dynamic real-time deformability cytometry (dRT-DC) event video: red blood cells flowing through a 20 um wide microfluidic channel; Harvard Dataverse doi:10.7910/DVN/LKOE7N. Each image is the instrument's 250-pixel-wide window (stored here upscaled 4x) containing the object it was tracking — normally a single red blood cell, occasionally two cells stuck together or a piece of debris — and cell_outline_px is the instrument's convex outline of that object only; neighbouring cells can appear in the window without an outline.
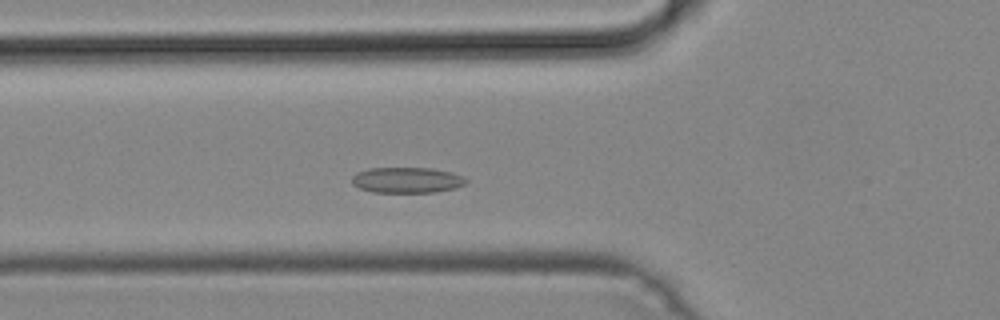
{"species": "common noctule bat (a hibernating species)", "species_latin": "Nyctalus noctula", "temperature_condition": "cold", "stored_images_in_passage": 32, "camera_frame_rate_fps": 3000, "um_per_image_px": 0.085, "animal": {"sex": "male", "body_mass_g": 19.2, "forearm_length_mm": 51.8}, "frame": {"image": 1, "passage_image": 6, "time_ms": 1.667, "image_size_px": [1000, 320], "cell_outline_px": [[468, 180], [464, 184], [456, 188], [436, 192], [372, 192], [360, 188], [352, 184], [352, 176], [356, 172], [368, 168], [432, 168], [452, 172], [464, 176]], "centroid_in_image_um": [34.6, 15.3], "position_along_channel_um": 91.2, "area_um2": 17.22}}
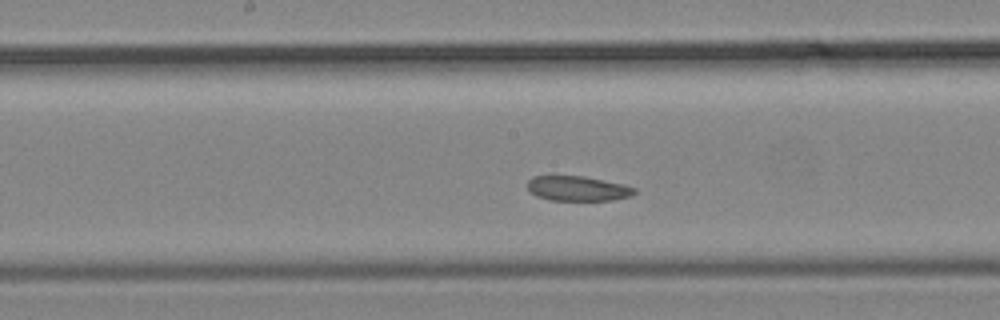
{"frame": {"image": 2, "passage_image": 14, "time_ms": 4.333, "image_size_px": [1000, 320], "cell_outline_px": [[636, 192], [632, 196], [612, 200], [548, 200], [536, 196], [528, 188], [528, 180], [532, 176], [584, 176], [624, 184], [636, 188]], "centroid_in_image_um": [49.13, 16.02], "position_along_channel_um": 199.1, "area_um2": 15.55}}
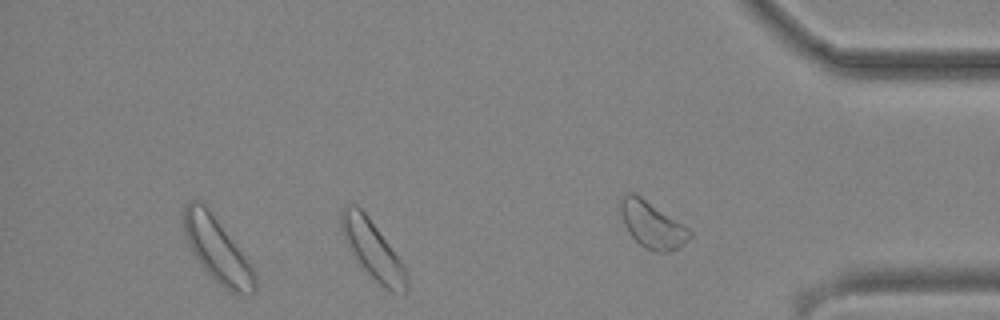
{"frame": {"image": 3, "passage_image": 28, "time_ms": 9.0, "image_size_px": [1000, 320], "cell_outline_px": [[408, 292], [392, 292], [384, 288], [360, 268], [348, 248], [344, 240], [340, 228], [340, 212], [344, 204], [356, 204], [368, 216], [400, 260], [408, 272]], "centroid_in_image_um": [31.64, 21.24], "position_along_channel_um": 403.6, "area_um2": 22.6}}